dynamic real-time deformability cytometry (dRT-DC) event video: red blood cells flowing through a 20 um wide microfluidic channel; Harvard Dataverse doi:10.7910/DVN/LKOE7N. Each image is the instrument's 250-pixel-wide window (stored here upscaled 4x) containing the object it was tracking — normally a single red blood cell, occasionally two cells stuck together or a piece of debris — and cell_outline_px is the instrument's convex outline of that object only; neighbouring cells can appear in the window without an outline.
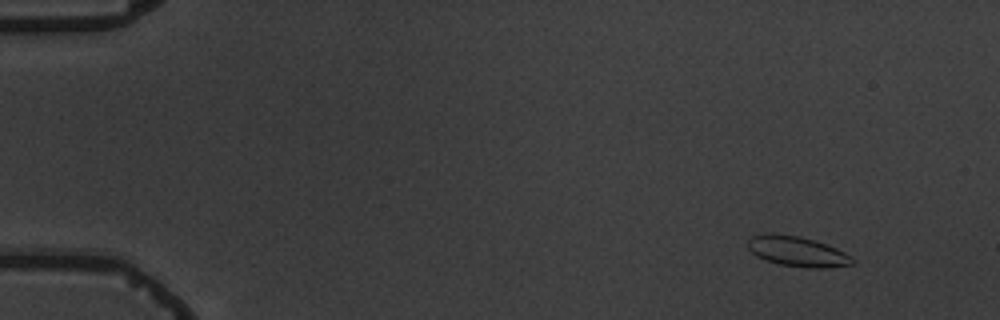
{"species": "common noctule bat (a hibernating species)", "species_latin": "Nyctalus noctula", "temperature_condition": "warm", "stored_images_in_passage": 10, "camera_frame_rate_fps": 3000, "um_per_image_px": 0.085, "animal": {"sex": "male", "body_mass_g": 19.5, "forearm_length_mm": 54.6}, "frame": {"image": 1, "passage_image": 1, "time_ms": 0.0, "image_size_px": [1000, 320], "cell_outline_px": [[856, 260], [852, 264], [824, 268], [808, 268], [780, 264], [764, 260], [756, 256], [748, 248], [748, 240], [752, 236], [764, 232], [772, 232], [800, 236], [836, 248], [852, 256]], "centroid_in_image_um": [67.73, 21.36], "position_along_channel_um": 17.3, "area_um2": 18.5}}
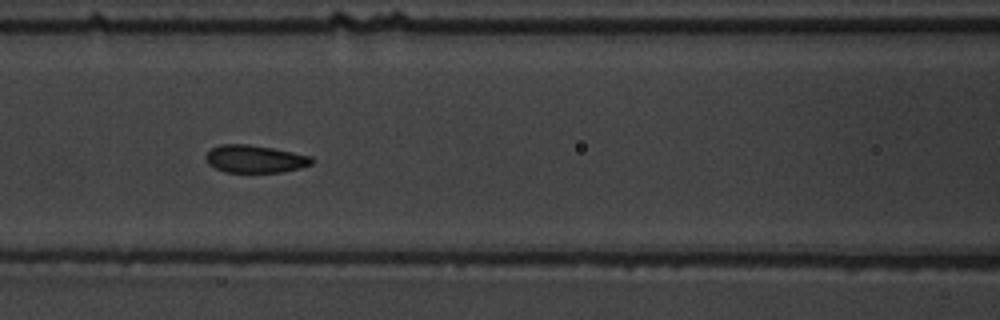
{"frame": {"image": 2, "passage_image": 7, "time_ms": 6.667, "image_size_px": [1000, 320], "cell_outline_px": [[316, 160], [312, 164], [300, 168], [280, 172], [224, 172], [208, 164], [204, 156], [212, 148], [220, 144], [248, 144], [272, 148], [312, 156]], "centroid_in_image_um": [21.68, 13.51], "position_along_channel_um": 144.9, "area_um2": 17.11}}
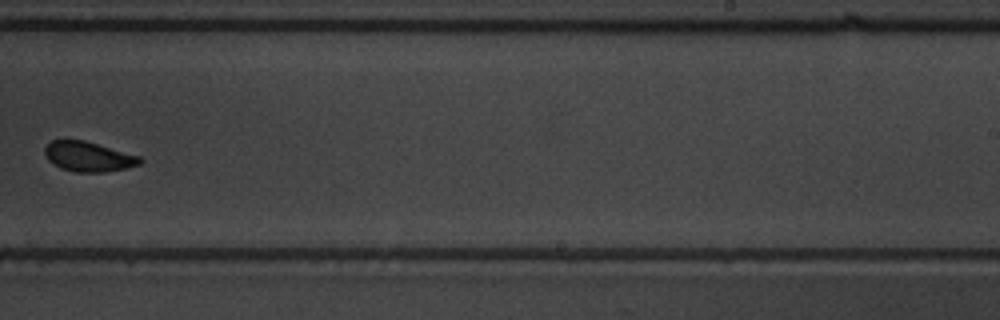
{"frame": {"image": 3, "passage_image": 10, "time_ms": 10.333, "image_size_px": [1000, 320], "cell_outline_px": [[144, 160], [140, 164], [128, 168], [104, 172], [76, 172], [60, 168], [48, 160], [44, 152], [44, 148], [52, 140], [84, 140], [140, 156]], "centroid_in_image_um": [7.53, 13.32], "position_along_channel_um": 281.5, "area_um2": 16.59}}